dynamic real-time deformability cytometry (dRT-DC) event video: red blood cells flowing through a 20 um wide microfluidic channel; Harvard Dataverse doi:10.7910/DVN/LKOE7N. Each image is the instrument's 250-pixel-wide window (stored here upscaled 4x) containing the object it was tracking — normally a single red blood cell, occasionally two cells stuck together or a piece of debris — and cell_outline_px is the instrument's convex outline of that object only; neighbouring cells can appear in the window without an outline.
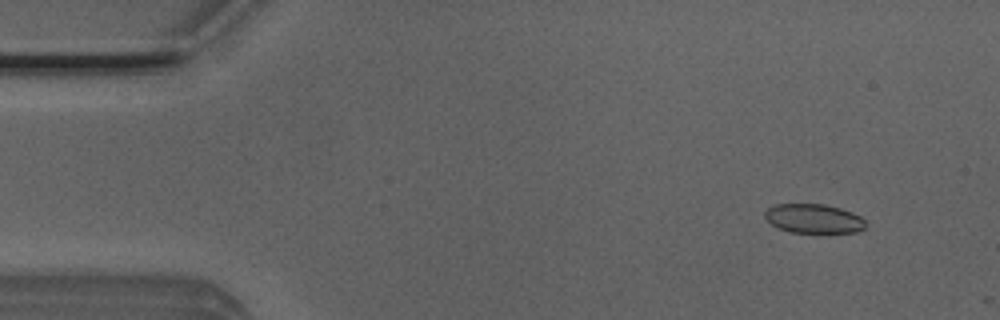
{"species": "Egyptian fruit bat (a non-hibernating species)", "species_latin": "Rousettus aegyptiacus", "temperature_condition": "room temperature", "stored_images_in_passage": 5, "camera_frame_rate_fps": 3000, "um_per_image_px": 0.085, "animal": {"sex": "male"}, "frame": {"image": 1, "passage_image": 2, "time_ms": 0.333, "image_size_px": [1000, 320], "cell_outline_px": [[864, 228], [856, 232], [788, 232], [772, 224], [764, 216], [764, 212], [768, 208], [776, 204], [824, 204], [840, 208], [852, 212], [860, 216], [864, 220]], "centroid_in_image_um": [69.15, 18.57], "position_along_channel_um": 15.9, "area_um2": 16.94}}
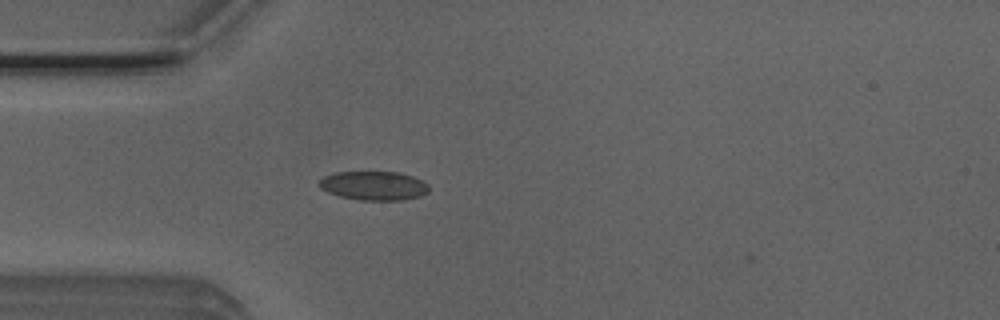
{"frame": {"image": 2, "passage_image": 5, "time_ms": 1.333, "image_size_px": [1000, 320], "cell_outline_px": [[428, 192], [420, 196], [400, 200], [360, 200], [340, 196], [328, 192], [320, 188], [316, 184], [324, 176], [336, 172], [400, 172], [424, 180], [428, 184]], "centroid_in_image_um": [31.77, 15.78], "position_along_channel_um": 53.2, "area_um2": 18.61}}